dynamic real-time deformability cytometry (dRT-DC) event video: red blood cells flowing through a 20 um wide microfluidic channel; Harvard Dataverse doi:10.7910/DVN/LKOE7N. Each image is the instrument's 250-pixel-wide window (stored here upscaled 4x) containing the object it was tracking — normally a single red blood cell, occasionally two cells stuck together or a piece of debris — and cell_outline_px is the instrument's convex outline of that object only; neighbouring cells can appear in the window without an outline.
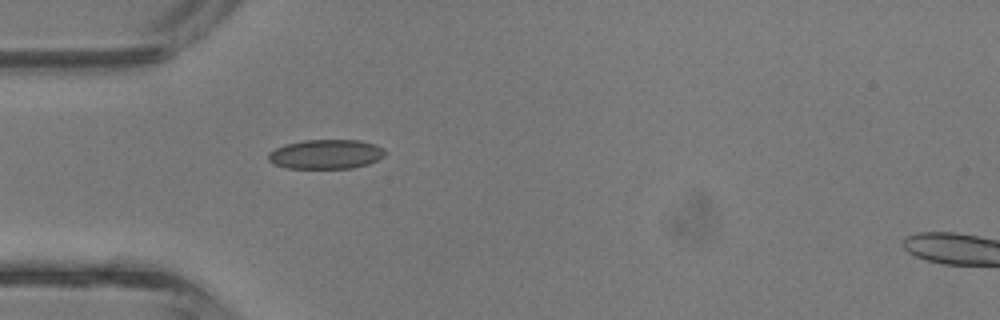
{"species": "common noctule bat (a hibernating species)", "species_latin": "Nyctalus noctula", "temperature_condition": "room temperature", "stored_images_in_passage": 1, "camera_frame_rate_fps": 3000, "um_per_image_px": 0.085, "animal": {"sex": "male", "body_mass_g": 13.3}, "frame": {"image": 1, "passage_image": 1, "time_ms": 0.0, "image_size_px": [1000, 320], "cell_outline_px": [[384, 156], [368, 164], [352, 168], [288, 168], [272, 164], [268, 160], [268, 152], [284, 144], [304, 140], [360, 140], [376, 144], [384, 148]], "centroid_in_image_um": [27.68, 13.1], "position_along_channel_um": 57.3, "area_um2": 20.11}}